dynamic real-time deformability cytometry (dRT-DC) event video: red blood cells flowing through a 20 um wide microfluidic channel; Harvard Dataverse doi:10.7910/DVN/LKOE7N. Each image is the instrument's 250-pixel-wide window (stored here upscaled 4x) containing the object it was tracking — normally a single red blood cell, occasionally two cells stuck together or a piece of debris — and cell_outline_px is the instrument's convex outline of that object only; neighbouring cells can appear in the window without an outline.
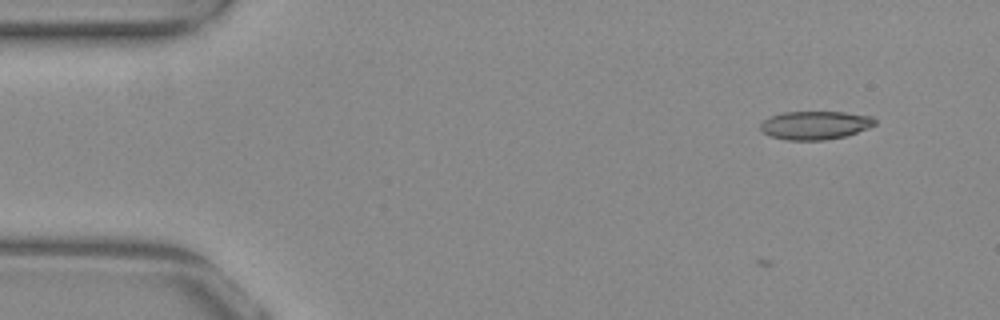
{"species": "common noctule bat (a hibernating species)", "species_latin": "Nyctalus noctula", "temperature_condition": "warm", "stored_images_in_passage": 7, "camera_frame_rate_fps": 3000, "um_per_image_px": 0.085, "animal": {"sex": "female", "body_mass_g": 29.2, "forearm_length_mm": 56.3}, "frame": {"image": 1, "passage_image": 7, "time_ms": 2.0, "image_size_px": [1000, 320], "cell_outline_px": [[876, 124], [868, 128], [844, 136], [824, 140], [784, 140], [768, 136], [760, 128], [760, 124], [768, 116], [784, 112], [844, 112], [872, 116], [876, 120]], "centroid_in_image_um": [69.25, 10.64], "position_along_channel_um": 15.7, "area_um2": 19.02}}